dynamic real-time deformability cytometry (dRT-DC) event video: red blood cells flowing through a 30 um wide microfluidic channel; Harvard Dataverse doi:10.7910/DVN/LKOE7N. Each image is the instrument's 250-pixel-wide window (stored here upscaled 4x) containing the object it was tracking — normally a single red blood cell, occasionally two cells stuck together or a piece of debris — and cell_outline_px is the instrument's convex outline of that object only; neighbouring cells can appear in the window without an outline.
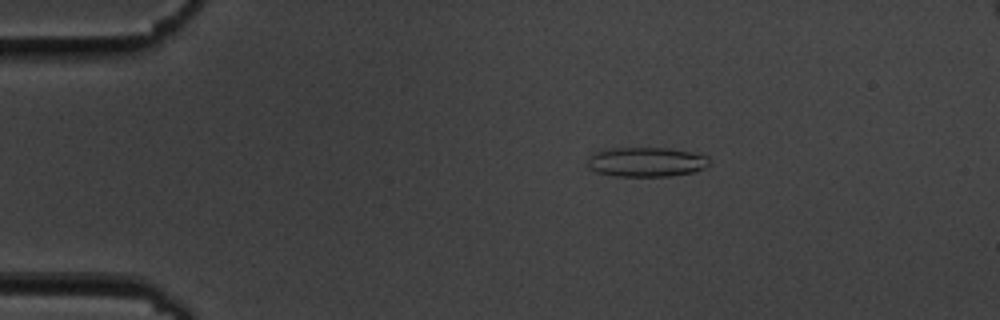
{"species": "common noctule bat (a hibernating species)", "species_latin": "Nyctalus noctula", "temperature_condition": "cold", "stored_images_in_passage": 52, "camera_frame_rate_fps": 3000, "um_per_image_px": 0.085, "animal": {"sex": "male", "body_mass_g": 19.5, "forearm_length_mm": 54.6}, "frame": {"image": 1, "passage_image": 7, "time_ms": 2.0, "image_size_px": [1000, 320], "cell_outline_px": [[708, 164], [704, 168], [692, 172], [668, 176], [616, 176], [596, 172], [588, 168], [588, 160], [592, 152], [612, 148], [668, 148], [708, 156]], "centroid_in_image_um": [54.88, 13.77], "position_along_channel_um": 30.1, "area_um2": 20.81}}
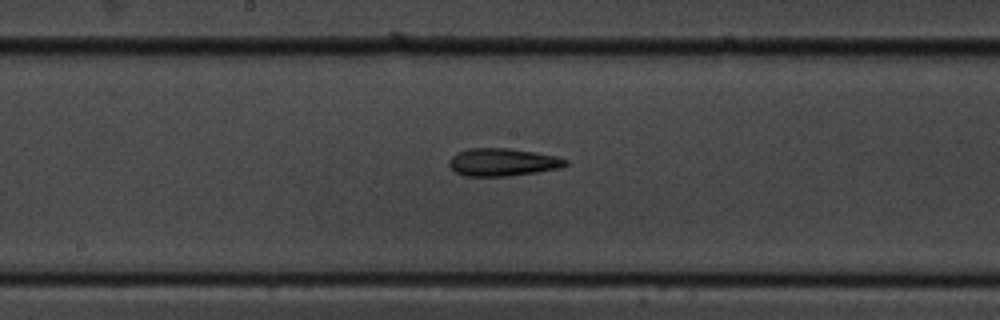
{"frame": {"image": 2, "passage_image": 26, "time_ms": 8.333, "image_size_px": [1000, 320], "cell_outline_px": [[568, 164], [564, 168], [508, 176], [464, 176], [456, 172], [448, 164], [448, 160], [456, 152], [468, 148], [508, 148], [556, 156], [568, 160]], "centroid_in_image_um": [42.72, 13.78], "position_along_channel_um": 205.5, "area_um2": 18.9}}
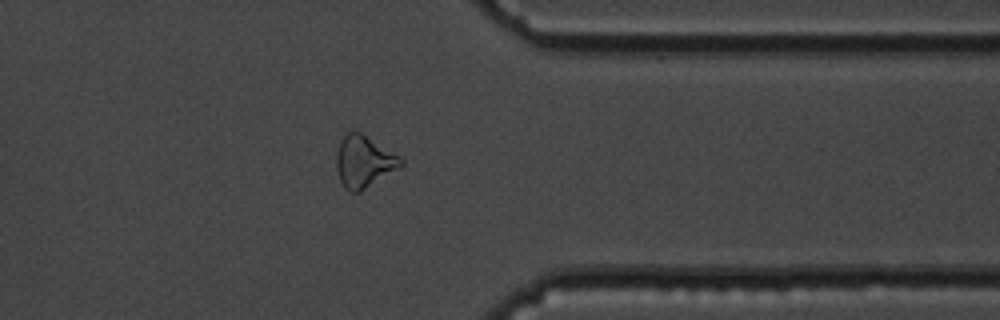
{"frame": {"image": 3, "passage_image": 41, "time_ms": 13.333, "image_size_px": [1000, 320], "cell_outline_px": [[404, 164], [400, 168], [360, 192], [348, 192], [344, 188], [340, 180], [336, 168], [336, 156], [340, 140], [348, 132], [360, 132], [404, 160]], "centroid_in_image_um": [30.91, 13.77], "position_along_channel_um": 380.5, "area_um2": 19.31}, "authors_computed_cell_mechanics": {"area_um2": 19.1896, "velocity_mm_per_s": 3.641, "shape_relaxation_time_tau1_ms": null, "shape_relaxation_time_tau2_ms": 4.7014, "deformation_change_tau1": null, "deformation_change_tau2": 0.1574}}